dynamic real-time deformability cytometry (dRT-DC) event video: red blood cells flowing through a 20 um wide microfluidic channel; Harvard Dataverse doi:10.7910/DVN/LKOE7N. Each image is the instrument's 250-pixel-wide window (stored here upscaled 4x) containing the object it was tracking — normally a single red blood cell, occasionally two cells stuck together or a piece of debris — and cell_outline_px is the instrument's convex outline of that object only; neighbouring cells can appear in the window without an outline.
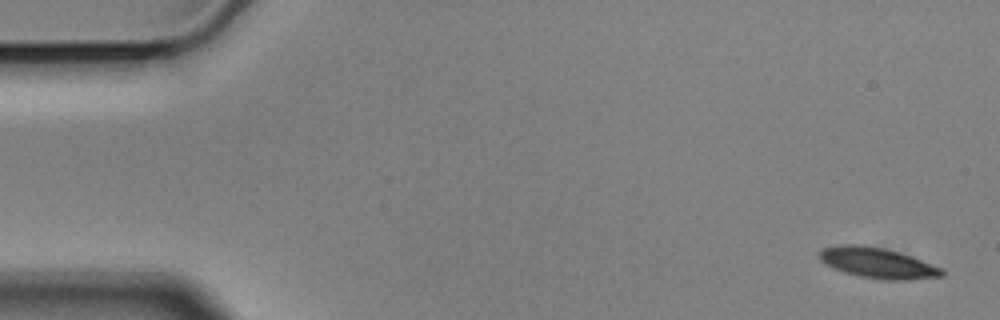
{"species": "Egyptian fruit bat (a non-hibernating species)", "species_latin": "Rousettus aegyptiacus", "temperature_condition": "cold", "stored_images_in_passage": 56, "camera_frame_rate_fps": 3000, "um_per_image_px": 0.085, "animal": {"sex": "male"}, "frame": {"image": 1, "passage_image": 1, "time_ms": 0.0, "image_size_px": [1000, 320], "cell_outline_px": [[944, 276], [908, 280], [880, 280], [860, 276], [844, 272], [820, 260], [816, 252], [820, 248], [840, 244], [864, 244], [884, 248], [900, 252], [912, 256], [944, 268]], "centroid_in_image_um": [74.6, 22.33], "position_along_channel_um": 10.4, "area_um2": 22.2}}
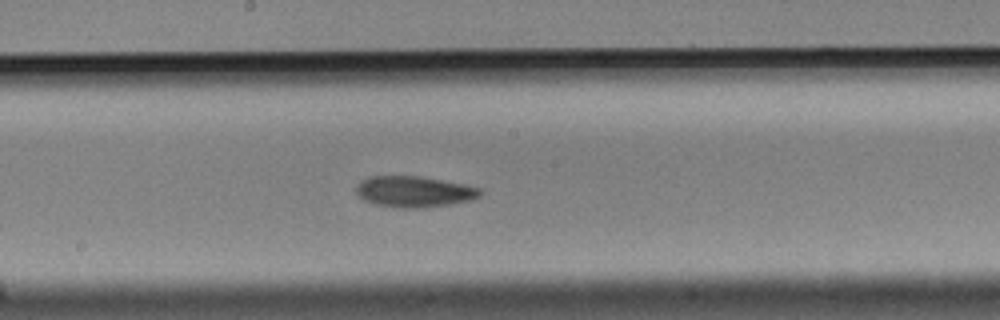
{"frame": {"image": 2, "passage_image": 29, "time_ms": 9.333, "image_size_px": [1000, 320], "cell_outline_px": [[484, 192], [480, 196], [472, 200], [424, 208], [400, 208], [372, 204], [364, 200], [356, 192], [356, 184], [360, 180], [372, 176], [420, 176], [464, 184], [480, 188]], "centroid_in_image_um": [35.19, 16.29], "position_along_channel_um": 213.0, "area_um2": 22.6}}
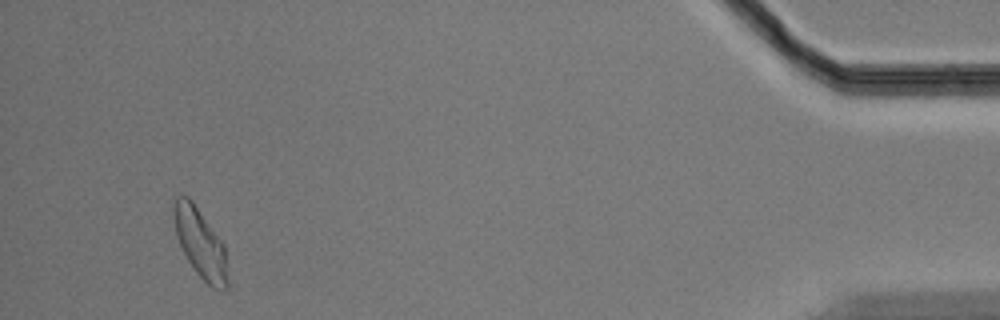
{"frame": {"image": 3, "passage_image": 53, "time_ms": 17.333, "image_size_px": [1000, 320], "cell_outline_px": [[228, 288], [212, 288], [196, 272], [188, 260], [176, 236], [172, 208], [176, 196], [188, 196], [192, 200], [224, 244], [228, 280]], "centroid_in_image_um": [17.01, 20.65], "position_along_channel_um": 418.2, "area_um2": 21.5}, "authors_computed_cell_mechanics": {"area_um2": 21.964, "velocity_mm_per_s": 3.487, "shape_relaxation_time_tau1_ms": 7.4142, "shape_relaxation_time_tau2_ms": 7.2446, "deformation_change_tau1": 0.1495, "deformation_change_tau2": 0.1363}}